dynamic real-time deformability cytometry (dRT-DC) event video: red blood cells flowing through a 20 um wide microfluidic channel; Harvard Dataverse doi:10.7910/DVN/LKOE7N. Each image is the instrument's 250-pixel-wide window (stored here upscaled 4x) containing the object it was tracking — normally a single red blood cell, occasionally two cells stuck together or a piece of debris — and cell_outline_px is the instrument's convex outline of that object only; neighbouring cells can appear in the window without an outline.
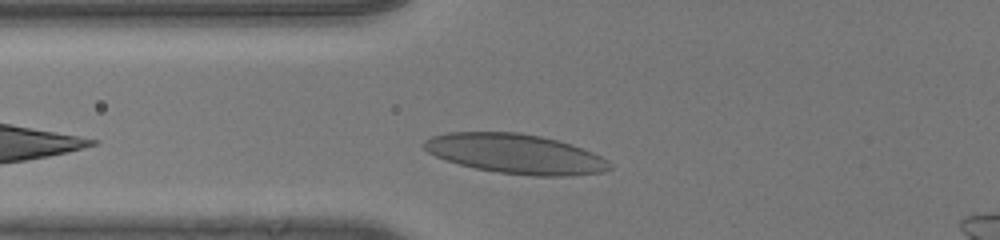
{"species": "human", "species_latin": "Homo sapiens", "temperature_condition": "room temperature", "stored_images_in_passage": 28, "camera_frame_rate_fps": 3000, "um_per_image_px": 0.085, "donor": {"sex": "male"}, "frame": {"image": 1, "passage_image": 3, "time_ms": 0.667, "image_size_px": [1000, 240], "cell_outline_px": [[612, 168], [600, 172], [568, 176], [532, 176], [496, 172], [476, 168], [460, 164], [436, 156], [428, 152], [420, 144], [424, 140], [432, 136], [448, 132], [520, 132], [540, 136], [572, 144], [592, 152], [608, 160], [612, 164]], "centroid_in_image_um": [43.81, 13.07], "position_along_channel_um": 82.0, "area_um2": 42.89}}
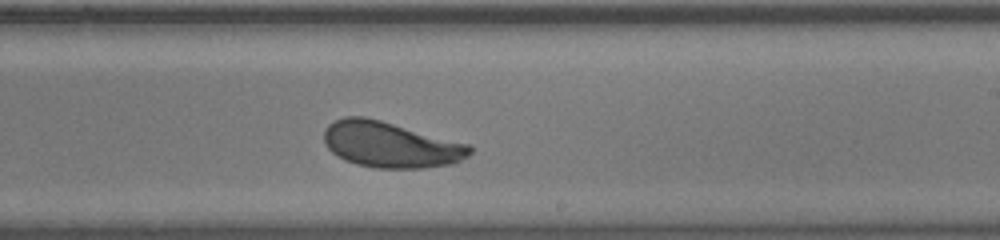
{"frame": {"image": 2, "passage_image": 16, "time_ms": 5.0, "image_size_px": [1000, 240], "cell_outline_px": [[472, 152], [468, 156], [452, 164], [424, 168], [376, 168], [356, 164], [344, 160], [336, 156], [324, 144], [324, 128], [328, 124], [344, 116], [364, 116], [380, 120], [468, 144], [472, 148]], "centroid_in_image_um": [33.15, 12.3], "position_along_channel_um": 255.9, "area_um2": 38.9}}
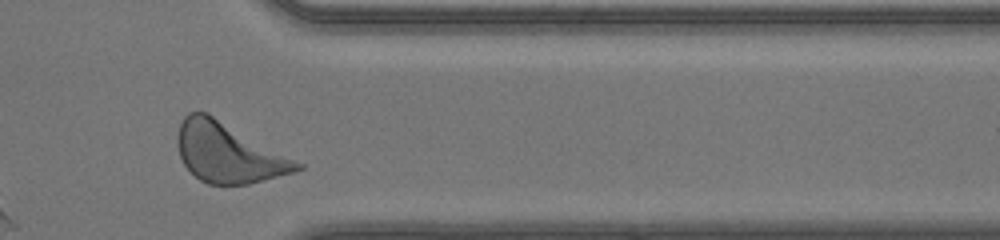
{"frame": {"image": 3, "passage_image": 26, "time_ms": 8.333, "image_size_px": [1000, 240], "cell_outline_px": [[304, 168], [292, 172], [248, 184], [208, 184], [200, 180], [184, 164], [180, 156], [176, 140], [176, 136], [180, 124], [184, 116], [188, 112], [208, 112], [304, 164]], "centroid_in_image_um": [19.39, 12.96], "position_along_channel_um": 392.0, "area_um2": 41.38}, "authors_computed_cell_mechanics": {"area_um2": 38.726, "velocity_mm_per_s": 4.093, "shape_relaxation_time_tau1_ms": 2.3293, "shape_relaxation_time_tau2_ms": null, "deformation_change_tau1": 0.1418, "deformation_change_tau2": null}}